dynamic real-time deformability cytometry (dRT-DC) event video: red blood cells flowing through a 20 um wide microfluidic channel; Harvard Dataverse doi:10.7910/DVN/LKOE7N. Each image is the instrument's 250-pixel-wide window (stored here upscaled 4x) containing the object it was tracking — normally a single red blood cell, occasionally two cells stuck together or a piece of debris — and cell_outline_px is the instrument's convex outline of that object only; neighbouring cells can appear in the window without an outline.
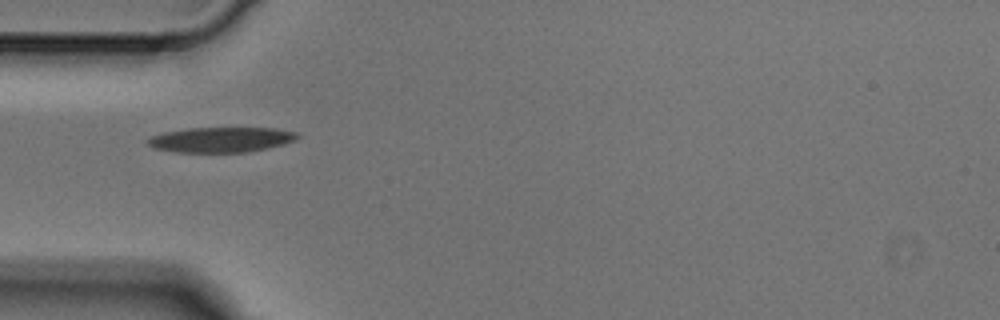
{"species": "Egyptian fruit bat (a non-hibernating species)", "species_latin": "Rousettus aegyptiacus", "temperature_condition": "cold", "stored_images_in_passage": 2, "camera_frame_rate_fps": 3000, "um_per_image_px": 0.085, "animal": {"sex": "male"}, "frame": {"image": 1, "passage_image": 1, "time_ms": 0.0, "image_size_px": [1000, 320], "cell_outline_px": [[300, 136], [296, 140], [284, 144], [268, 148], [248, 152], [176, 152], [152, 148], [144, 140], [152, 136], [164, 132], [188, 128], [276, 128], [296, 132]], "centroid_in_image_um": [18.78, 11.87], "position_along_channel_um": 66.2, "area_um2": 22.08}}
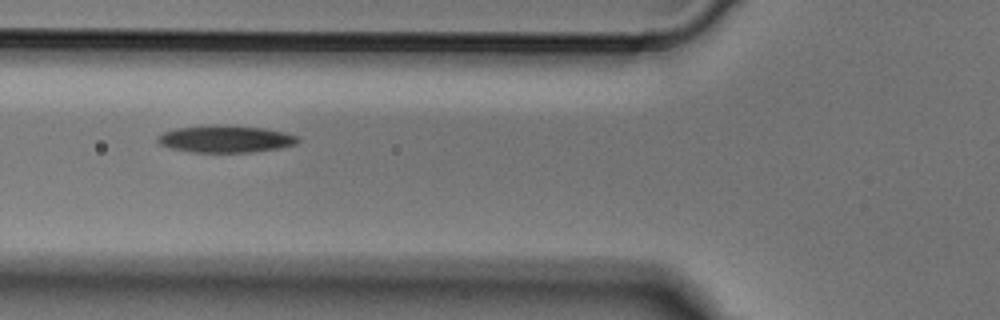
{"frame": {"image": 2, "passage_image": 2, "time_ms": 0.333, "image_size_px": [1000, 320], "cell_outline_px": [[300, 140], [296, 144], [280, 148], [252, 152], [192, 152], [172, 148], [160, 144], [156, 140], [156, 136], [164, 132], [176, 128], [212, 124], [264, 128], [284, 132], [300, 136]], "centroid_in_image_um": [19.18, 11.8], "position_along_channel_um": 106.6, "area_um2": 22.25}}